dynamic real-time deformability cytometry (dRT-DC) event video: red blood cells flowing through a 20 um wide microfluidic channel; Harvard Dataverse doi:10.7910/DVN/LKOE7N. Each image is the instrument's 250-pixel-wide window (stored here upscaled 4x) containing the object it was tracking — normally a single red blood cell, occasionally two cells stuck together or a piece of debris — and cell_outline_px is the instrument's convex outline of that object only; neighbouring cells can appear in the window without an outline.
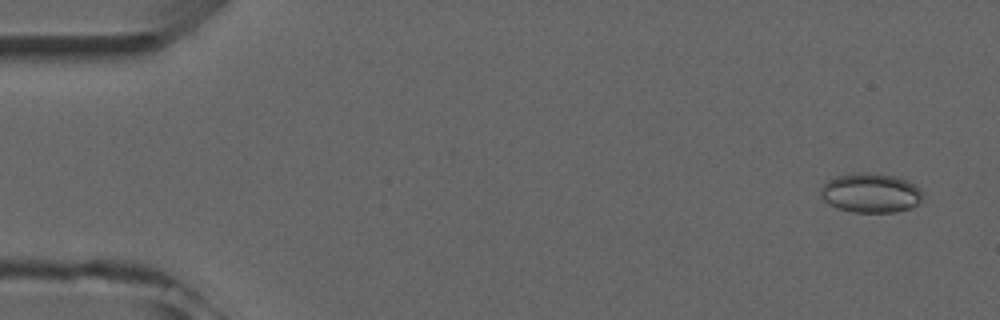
{"species": "common noctule bat (a hibernating species)", "species_latin": "Nyctalus noctula", "temperature_condition": "room temperature", "stored_images_in_passage": 5, "camera_frame_rate_fps": 3000, "um_per_image_px": 0.085, "animal": {"sex": "male", "forearm_length_mm": 52.5}, "frame": {"image": 1, "passage_image": 1, "time_ms": 0.0, "image_size_px": [1000, 320], "cell_outline_px": [[924, 192], [920, 204], [912, 208], [896, 212], [852, 212], [836, 208], [828, 204], [820, 196], [820, 188], [828, 180], [836, 176], [856, 172], [872, 172], [892, 176], [908, 180], [920, 188]], "centroid_in_image_um": [74.02, 16.4], "position_along_channel_um": 11.0, "area_um2": 23.93}}